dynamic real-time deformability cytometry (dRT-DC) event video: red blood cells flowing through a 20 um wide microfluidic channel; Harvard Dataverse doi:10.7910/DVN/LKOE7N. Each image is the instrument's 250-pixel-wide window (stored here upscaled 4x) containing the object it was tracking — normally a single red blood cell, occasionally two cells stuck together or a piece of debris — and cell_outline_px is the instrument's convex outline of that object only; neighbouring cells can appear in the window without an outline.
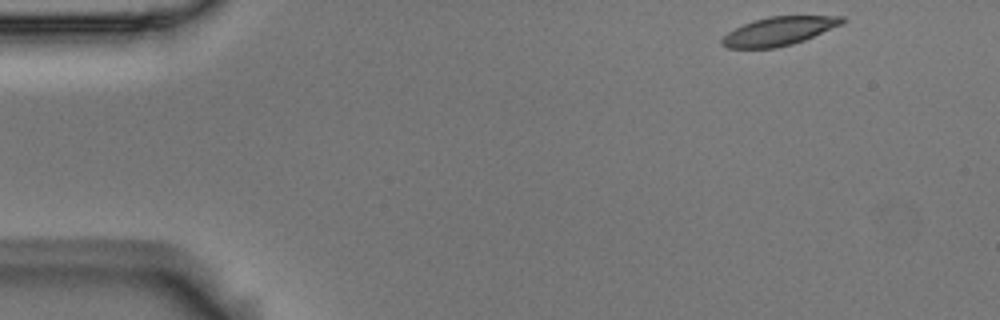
{"species": "Egyptian fruit bat (a non-hibernating species)", "species_latin": "Rousettus aegyptiacus", "temperature_condition": "room temperature", "stored_images_in_passage": 50, "camera_frame_rate_fps": 3000, "um_per_image_px": 0.085, "animal": {"sex": "male"}, "frame": {"image": 1, "passage_image": 1, "time_ms": 0.0, "image_size_px": [1000, 320], "cell_outline_px": [[848, 20], [844, 24], [804, 40], [792, 44], [776, 48], [728, 48], [720, 44], [720, 40], [728, 32], [752, 20], [768, 16], [844, 16]], "centroid_in_image_um": [66.24, 2.64], "position_along_channel_um": 18.8, "area_um2": 20.17}}
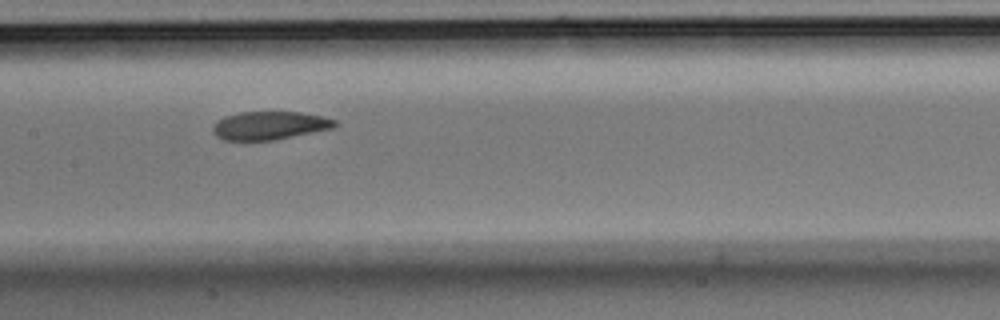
{"frame": {"image": 2, "passage_image": 22, "time_ms": 7.0, "image_size_px": [1000, 320], "cell_outline_px": [[336, 124], [332, 128], [272, 140], [224, 140], [216, 136], [212, 132], [212, 128], [224, 116], [240, 112], [300, 112], [324, 116], [336, 120]], "centroid_in_image_um": [22.9, 10.66], "position_along_channel_um": 184.5, "area_um2": 19.83}}
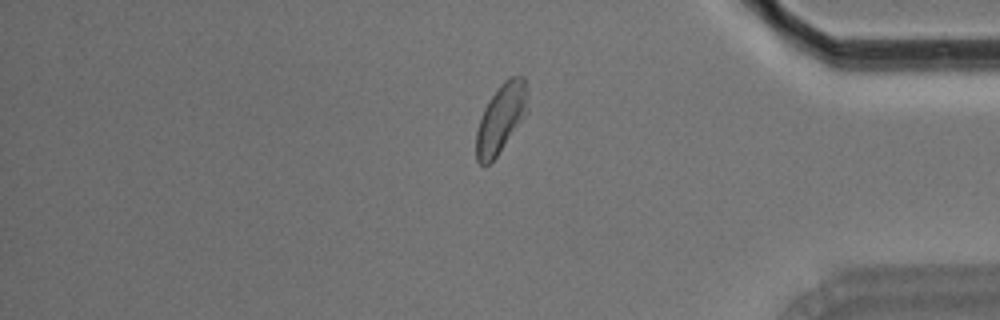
{"frame": {"image": 3, "passage_image": 41, "time_ms": 13.333, "image_size_px": [1000, 320], "cell_outline_px": [[528, 112], [496, 156], [484, 168], [476, 160], [476, 132], [484, 108], [488, 100], [500, 84], [504, 80], [512, 76], [524, 76], [528, 92]], "centroid_in_image_um": [42.59, 10.03], "position_along_channel_um": 392.6, "area_um2": 20.69}, "authors_computed_cell_mechanics": {"area_um2": 20.8658, "velocity_mm_per_s": 3.6774, "shape_relaxation_time_tau1_ms": 4.2617, "shape_relaxation_time_tau2_ms": 1.8723, "deformation_change_tau1": 0.1578, "deformation_change_tau2": 0.0731}}